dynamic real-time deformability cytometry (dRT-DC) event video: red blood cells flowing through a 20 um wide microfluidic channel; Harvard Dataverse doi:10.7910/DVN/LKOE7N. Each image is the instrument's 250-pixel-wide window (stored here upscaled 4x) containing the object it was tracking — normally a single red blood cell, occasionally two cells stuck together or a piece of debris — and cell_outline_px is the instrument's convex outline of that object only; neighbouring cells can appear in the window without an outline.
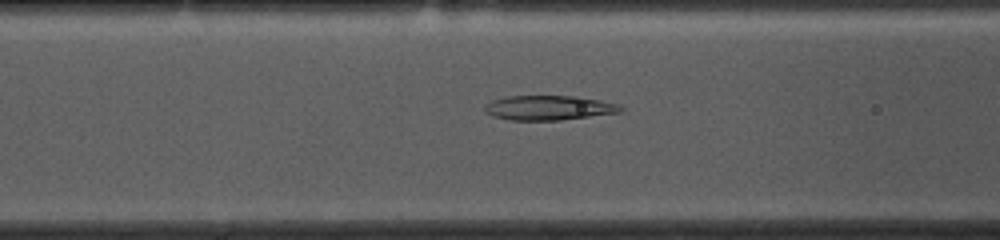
{"species": "common noctule bat (a hibernating species)", "species_latin": "Nyctalus noctula", "temperature_condition": "cold", "stored_images_in_passage": 53, "camera_frame_rate_fps": 3000, "um_per_image_px": 0.085, "animal": {"sex": "female", "body_mass_g": 10.0, "forearm_length_mm": 53.1}, "frame": {"image": 1, "passage_image": 19, "time_ms": 6.0, "image_size_px": [1000, 240], "cell_outline_px": [[624, 108], [620, 112], [560, 120], [508, 120], [492, 116], [484, 112], [484, 104], [492, 100], [508, 96], [576, 96], [620, 104]], "centroid_in_image_um": [46.6, 9.16], "position_along_channel_um": 120.0, "area_um2": 19.54}}
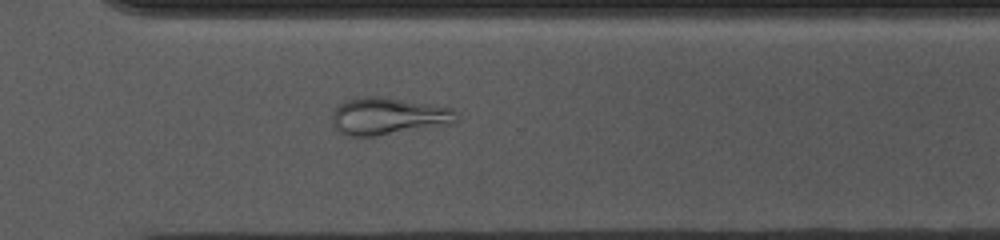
{"frame": {"image": 2, "passage_image": 37, "time_ms": 12.0, "image_size_px": [1000, 240], "cell_outline_px": [[460, 120], [456, 124], [372, 136], [344, 136], [332, 124], [332, 112], [336, 104], [344, 100], [364, 96], [384, 96], [436, 104], [452, 108], [460, 116]], "centroid_in_image_um": [33.04, 9.86], "position_along_channel_um": 337.6, "area_um2": 27.86}}
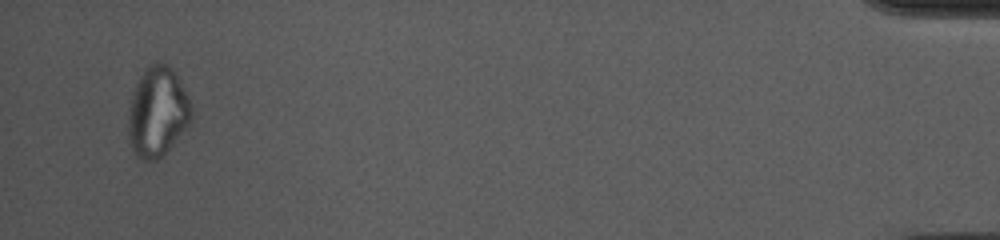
{"frame": {"image": 3, "passage_image": 51, "time_ms": 16.667, "image_size_px": [1000, 240], "cell_outline_px": [[192, 120], [168, 148], [156, 160], [140, 160], [136, 156], [132, 148], [128, 136], [128, 108], [136, 84], [140, 76], [156, 60], [160, 60], [168, 64], [176, 72], [188, 96], [192, 108]], "centroid_in_image_um": [13.38, 9.48], "position_along_channel_um": 421.8, "area_um2": 32.95}, "authors_computed_cell_mechanics": {"area_um2": 25.143, "velocity_mm_per_s": 3.6396, "shape_relaxation_time_tau1_ms": null, "shape_relaxation_time_tau2_ms": 4.4481, "deformation_change_tau1": null, "deformation_change_tau2": 0.1383}}